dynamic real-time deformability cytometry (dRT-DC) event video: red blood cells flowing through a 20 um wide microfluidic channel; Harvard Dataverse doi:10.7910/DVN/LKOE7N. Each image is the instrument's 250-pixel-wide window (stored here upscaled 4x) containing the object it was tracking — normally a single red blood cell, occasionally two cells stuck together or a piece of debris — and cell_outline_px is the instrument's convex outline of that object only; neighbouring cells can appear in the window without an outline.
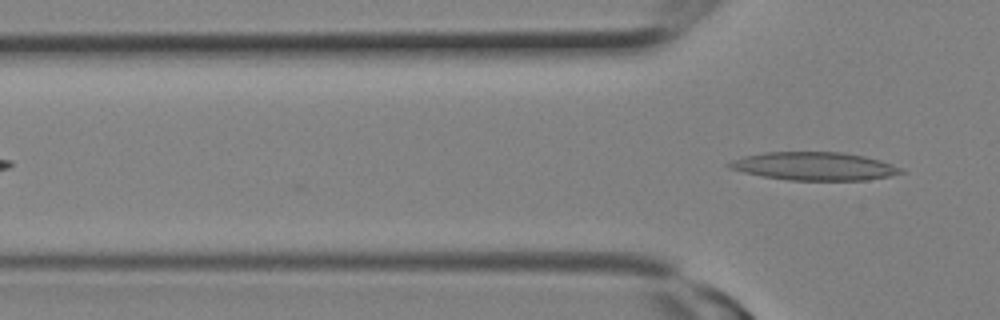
{"species": "Egyptian fruit bat (a non-hibernating species)", "species_latin": "Rousettus aegyptiacus", "temperature_condition": "room temperature", "stored_images_in_passage": 3, "camera_frame_rate_fps": 3000, "um_per_image_px": 0.085, "animal": {"sex": "female"}, "frame": {"image": 1, "passage_image": 3, "time_ms": 0.667, "image_size_px": [1000, 320], "cell_outline_px": [[908, 172], [868, 180], [788, 180], [764, 176], [744, 172], [728, 168], [724, 164], [732, 160], [744, 156], [764, 152], [840, 152], [864, 156], [880, 160], [904, 168]], "centroid_in_image_um": [69.23, 14.13], "position_along_channel_um": 56.6, "area_um2": 28.26}}